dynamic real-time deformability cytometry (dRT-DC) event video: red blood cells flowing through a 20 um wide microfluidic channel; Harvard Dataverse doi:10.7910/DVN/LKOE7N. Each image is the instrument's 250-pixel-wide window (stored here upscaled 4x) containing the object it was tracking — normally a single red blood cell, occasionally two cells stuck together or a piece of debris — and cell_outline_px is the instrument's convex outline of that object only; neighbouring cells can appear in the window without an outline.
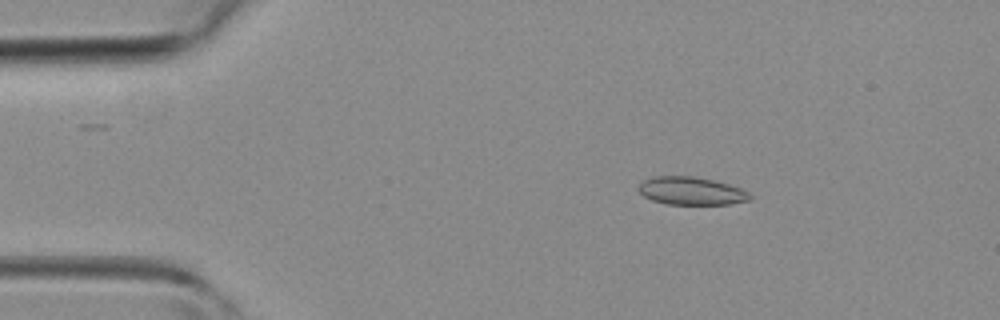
{"species": "common noctule bat (a hibernating species)", "species_latin": "Nyctalus noctula", "temperature_condition": "room temperature", "stored_images_in_passage": 37, "camera_frame_rate_fps": 3000, "um_per_image_px": 0.085, "animal": {"sex": "female", "body_mass_g": 19.3, "forearm_length_mm": 54.1}, "frame": {"image": 1, "passage_image": 2, "time_ms": 0.333, "image_size_px": [1000, 320], "cell_outline_px": [[752, 200], [732, 204], [664, 204], [652, 200], [644, 196], [636, 188], [644, 180], [652, 176], [696, 176], [728, 184], [740, 188], [748, 192], [752, 196]], "centroid_in_image_um": [58.76, 16.23], "position_along_channel_um": 26.2, "area_um2": 18.26}}
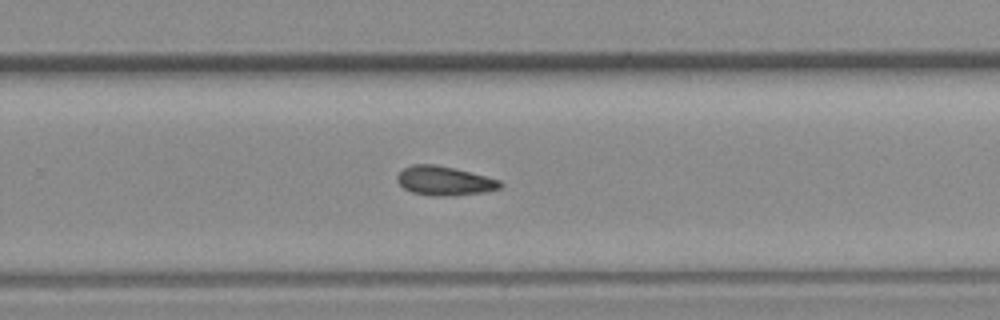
{"frame": {"image": 2, "passage_image": 22, "time_ms": 7.0, "image_size_px": [1000, 320], "cell_outline_px": [[504, 188], [484, 192], [452, 196], [432, 196], [412, 192], [404, 188], [396, 180], [396, 176], [404, 168], [412, 164], [432, 164], [456, 168], [500, 180], [504, 184]], "centroid_in_image_um": [37.81, 15.37], "position_along_channel_um": 292.0, "area_um2": 17.69}}
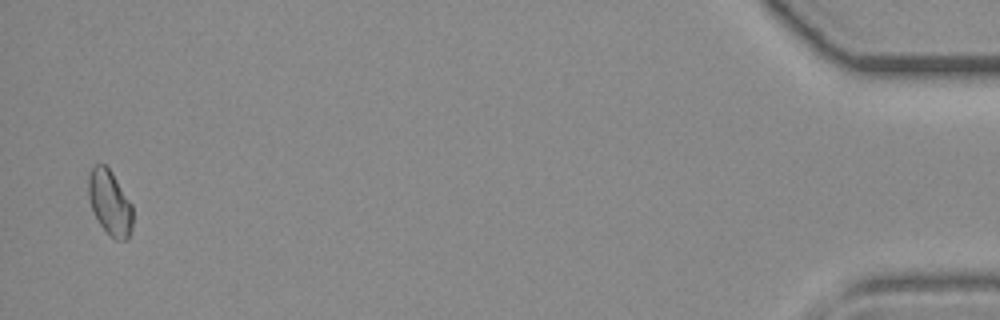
{"frame": {"image": 3, "passage_image": 36, "time_ms": 11.667, "image_size_px": [1000, 320], "cell_outline_px": [[132, 232], [128, 240], [116, 240], [100, 224], [92, 208], [88, 196], [88, 176], [92, 168], [96, 164], [104, 164], [112, 172], [132, 204]], "centroid_in_image_um": [9.35, 17.23], "position_along_channel_um": 425.8, "area_um2": 16.65}}